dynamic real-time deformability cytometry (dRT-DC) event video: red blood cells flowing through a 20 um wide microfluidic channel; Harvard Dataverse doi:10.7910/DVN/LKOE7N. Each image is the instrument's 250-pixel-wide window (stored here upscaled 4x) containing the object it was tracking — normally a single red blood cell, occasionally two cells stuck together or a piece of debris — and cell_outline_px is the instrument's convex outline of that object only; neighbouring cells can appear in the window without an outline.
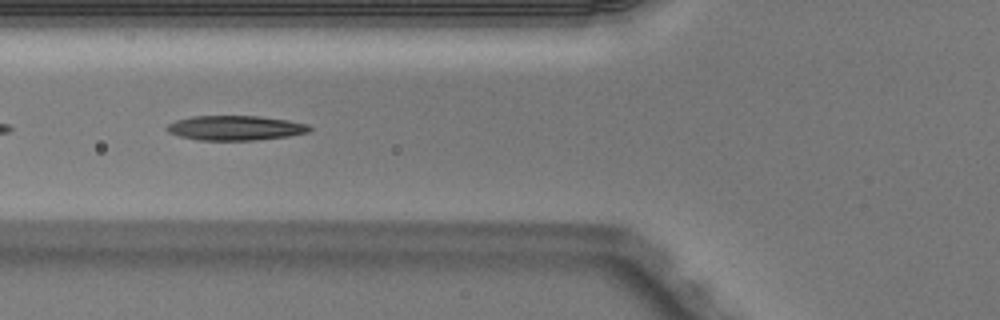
{"species": "Egyptian fruit bat (a non-hibernating species)", "species_latin": "Rousettus aegyptiacus", "temperature_condition": "warm", "stored_images_in_passage": 37, "camera_frame_rate_fps": 3000, "um_per_image_px": 0.085, "animal": {"sex": "male"}, "frame": {"image": 1, "passage_image": 6, "time_ms": 1.667, "image_size_px": [1000, 320], "cell_outline_px": [[312, 128], [308, 132], [288, 136], [256, 140], [196, 140], [180, 136], [168, 132], [164, 128], [168, 124], [176, 120], [192, 116], [260, 116], [288, 120], [308, 124]], "centroid_in_image_um": [19.99, 10.87], "position_along_channel_um": 105.8, "area_um2": 20.58}}